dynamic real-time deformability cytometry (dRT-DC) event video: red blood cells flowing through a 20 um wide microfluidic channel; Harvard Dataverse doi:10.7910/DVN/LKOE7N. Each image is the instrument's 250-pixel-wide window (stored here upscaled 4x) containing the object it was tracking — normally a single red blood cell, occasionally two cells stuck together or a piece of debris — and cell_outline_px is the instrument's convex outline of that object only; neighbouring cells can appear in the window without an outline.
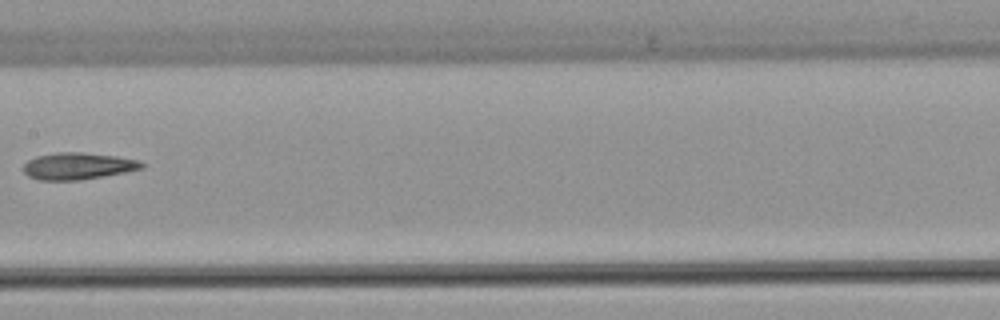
{"species": "common noctule bat (a hibernating species)", "species_latin": "Nyctalus noctula", "temperature_condition": "warm", "stored_images_in_passage": 8, "camera_frame_rate_fps": 3000, "um_per_image_px": 0.085, "animal": {"sex": "female", "body_mass_g": 22.7, "forearm_length_mm": 54.2}, "frame": {"image": 1, "passage_image": 8, "time_ms": 10.333, "image_size_px": [1000, 320], "cell_outline_px": [[144, 168], [124, 172], [80, 180], [40, 180], [28, 176], [24, 172], [24, 164], [28, 160], [36, 156], [56, 152], [80, 152], [116, 156], [136, 160], [144, 164]], "centroid_in_image_um": [6.58, 14.11], "position_along_channel_um": 200.8, "area_um2": 18.32}}